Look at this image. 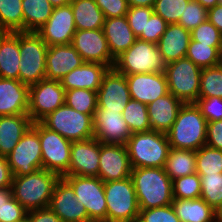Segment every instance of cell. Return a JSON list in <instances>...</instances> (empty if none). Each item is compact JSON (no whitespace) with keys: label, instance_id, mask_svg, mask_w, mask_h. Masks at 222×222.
Here are the masks:
<instances>
[{"label":"cell","instance_id":"cell-60","mask_svg":"<svg viewBox=\"0 0 222 222\" xmlns=\"http://www.w3.org/2000/svg\"><path fill=\"white\" fill-rule=\"evenodd\" d=\"M215 218L222 222V205L217 210H215Z\"/></svg>","mask_w":222,"mask_h":222},{"label":"cell","instance_id":"cell-25","mask_svg":"<svg viewBox=\"0 0 222 222\" xmlns=\"http://www.w3.org/2000/svg\"><path fill=\"white\" fill-rule=\"evenodd\" d=\"M182 103L173 94L168 93L147 105L152 131L167 133L177 118Z\"/></svg>","mask_w":222,"mask_h":222},{"label":"cell","instance_id":"cell-40","mask_svg":"<svg viewBox=\"0 0 222 222\" xmlns=\"http://www.w3.org/2000/svg\"><path fill=\"white\" fill-rule=\"evenodd\" d=\"M219 46H208L190 39L186 58L200 68L216 66L218 63Z\"/></svg>","mask_w":222,"mask_h":222},{"label":"cell","instance_id":"cell-21","mask_svg":"<svg viewBox=\"0 0 222 222\" xmlns=\"http://www.w3.org/2000/svg\"><path fill=\"white\" fill-rule=\"evenodd\" d=\"M130 97L148 105L169 93L165 73H140L125 75Z\"/></svg>","mask_w":222,"mask_h":222},{"label":"cell","instance_id":"cell-28","mask_svg":"<svg viewBox=\"0 0 222 222\" xmlns=\"http://www.w3.org/2000/svg\"><path fill=\"white\" fill-rule=\"evenodd\" d=\"M32 123L28 114L0 116V156L12 152Z\"/></svg>","mask_w":222,"mask_h":222},{"label":"cell","instance_id":"cell-27","mask_svg":"<svg viewBox=\"0 0 222 222\" xmlns=\"http://www.w3.org/2000/svg\"><path fill=\"white\" fill-rule=\"evenodd\" d=\"M103 31L114 59L128 50L137 39L126 16L105 19Z\"/></svg>","mask_w":222,"mask_h":222},{"label":"cell","instance_id":"cell-41","mask_svg":"<svg viewBox=\"0 0 222 222\" xmlns=\"http://www.w3.org/2000/svg\"><path fill=\"white\" fill-rule=\"evenodd\" d=\"M174 199H197L201 195L200 176L197 173L172 180Z\"/></svg>","mask_w":222,"mask_h":222},{"label":"cell","instance_id":"cell-55","mask_svg":"<svg viewBox=\"0 0 222 222\" xmlns=\"http://www.w3.org/2000/svg\"><path fill=\"white\" fill-rule=\"evenodd\" d=\"M156 0H127L129 7H151L153 8Z\"/></svg>","mask_w":222,"mask_h":222},{"label":"cell","instance_id":"cell-51","mask_svg":"<svg viewBox=\"0 0 222 222\" xmlns=\"http://www.w3.org/2000/svg\"><path fill=\"white\" fill-rule=\"evenodd\" d=\"M205 145L222 150V120L207 122Z\"/></svg>","mask_w":222,"mask_h":222},{"label":"cell","instance_id":"cell-13","mask_svg":"<svg viewBox=\"0 0 222 222\" xmlns=\"http://www.w3.org/2000/svg\"><path fill=\"white\" fill-rule=\"evenodd\" d=\"M65 89L58 80L43 79L29 86L28 115L40 122L49 113L65 104Z\"/></svg>","mask_w":222,"mask_h":222},{"label":"cell","instance_id":"cell-23","mask_svg":"<svg viewBox=\"0 0 222 222\" xmlns=\"http://www.w3.org/2000/svg\"><path fill=\"white\" fill-rule=\"evenodd\" d=\"M29 86L0 77V116L28 114Z\"/></svg>","mask_w":222,"mask_h":222},{"label":"cell","instance_id":"cell-59","mask_svg":"<svg viewBox=\"0 0 222 222\" xmlns=\"http://www.w3.org/2000/svg\"><path fill=\"white\" fill-rule=\"evenodd\" d=\"M218 66L222 68V41L220 43L219 49H218Z\"/></svg>","mask_w":222,"mask_h":222},{"label":"cell","instance_id":"cell-24","mask_svg":"<svg viewBox=\"0 0 222 222\" xmlns=\"http://www.w3.org/2000/svg\"><path fill=\"white\" fill-rule=\"evenodd\" d=\"M109 69L108 65L84 62L80 67L66 74L60 82L65 91L77 88L97 91Z\"/></svg>","mask_w":222,"mask_h":222},{"label":"cell","instance_id":"cell-34","mask_svg":"<svg viewBox=\"0 0 222 222\" xmlns=\"http://www.w3.org/2000/svg\"><path fill=\"white\" fill-rule=\"evenodd\" d=\"M23 31L22 0H0V32Z\"/></svg>","mask_w":222,"mask_h":222},{"label":"cell","instance_id":"cell-6","mask_svg":"<svg viewBox=\"0 0 222 222\" xmlns=\"http://www.w3.org/2000/svg\"><path fill=\"white\" fill-rule=\"evenodd\" d=\"M48 45L36 32H20L19 81L31 86L46 79Z\"/></svg>","mask_w":222,"mask_h":222},{"label":"cell","instance_id":"cell-49","mask_svg":"<svg viewBox=\"0 0 222 222\" xmlns=\"http://www.w3.org/2000/svg\"><path fill=\"white\" fill-rule=\"evenodd\" d=\"M28 211L12 197L0 207V222H23Z\"/></svg>","mask_w":222,"mask_h":222},{"label":"cell","instance_id":"cell-16","mask_svg":"<svg viewBox=\"0 0 222 222\" xmlns=\"http://www.w3.org/2000/svg\"><path fill=\"white\" fill-rule=\"evenodd\" d=\"M132 166L124 144L100 142L98 177L105 183L130 177Z\"/></svg>","mask_w":222,"mask_h":222},{"label":"cell","instance_id":"cell-54","mask_svg":"<svg viewBox=\"0 0 222 222\" xmlns=\"http://www.w3.org/2000/svg\"><path fill=\"white\" fill-rule=\"evenodd\" d=\"M207 19L222 33V3L207 11Z\"/></svg>","mask_w":222,"mask_h":222},{"label":"cell","instance_id":"cell-22","mask_svg":"<svg viewBox=\"0 0 222 222\" xmlns=\"http://www.w3.org/2000/svg\"><path fill=\"white\" fill-rule=\"evenodd\" d=\"M83 63L82 57L71 44L50 46L46 54V79L60 81Z\"/></svg>","mask_w":222,"mask_h":222},{"label":"cell","instance_id":"cell-44","mask_svg":"<svg viewBox=\"0 0 222 222\" xmlns=\"http://www.w3.org/2000/svg\"><path fill=\"white\" fill-rule=\"evenodd\" d=\"M191 40L208 46H220L222 33L206 19L190 32Z\"/></svg>","mask_w":222,"mask_h":222},{"label":"cell","instance_id":"cell-37","mask_svg":"<svg viewBox=\"0 0 222 222\" xmlns=\"http://www.w3.org/2000/svg\"><path fill=\"white\" fill-rule=\"evenodd\" d=\"M198 175L201 182L200 197L217 210L222 205V173Z\"/></svg>","mask_w":222,"mask_h":222},{"label":"cell","instance_id":"cell-1","mask_svg":"<svg viewBox=\"0 0 222 222\" xmlns=\"http://www.w3.org/2000/svg\"><path fill=\"white\" fill-rule=\"evenodd\" d=\"M139 209H151L171 205L172 180L164 168H132L130 175Z\"/></svg>","mask_w":222,"mask_h":222},{"label":"cell","instance_id":"cell-4","mask_svg":"<svg viewBox=\"0 0 222 222\" xmlns=\"http://www.w3.org/2000/svg\"><path fill=\"white\" fill-rule=\"evenodd\" d=\"M125 145L132 168H164L171 149L167 135L152 130L132 133Z\"/></svg>","mask_w":222,"mask_h":222},{"label":"cell","instance_id":"cell-9","mask_svg":"<svg viewBox=\"0 0 222 222\" xmlns=\"http://www.w3.org/2000/svg\"><path fill=\"white\" fill-rule=\"evenodd\" d=\"M202 68L188 58L170 62L165 68L169 93L182 103H196L199 98Z\"/></svg>","mask_w":222,"mask_h":222},{"label":"cell","instance_id":"cell-56","mask_svg":"<svg viewBox=\"0 0 222 222\" xmlns=\"http://www.w3.org/2000/svg\"><path fill=\"white\" fill-rule=\"evenodd\" d=\"M13 197L12 188H0V207Z\"/></svg>","mask_w":222,"mask_h":222},{"label":"cell","instance_id":"cell-32","mask_svg":"<svg viewBox=\"0 0 222 222\" xmlns=\"http://www.w3.org/2000/svg\"><path fill=\"white\" fill-rule=\"evenodd\" d=\"M23 32H37L52 15L54 7L48 0H22Z\"/></svg>","mask_w":222,"mask_h":222},{"label":"cell","instance_id":"cell-57","mask_svg":"<svg viewBox=\"0 0 222 222\" xmlns=\"http://www.w3.org/2000/svg\"><path fill=\"white\" fill-rule=\"evenodd\" d=\"M199 2L206 10L213 8L215 5L219 4V0H196Z\"/></svg>","mask_w":222,"mask_h":222},{"label":"cell","instance_id":"cell-30","mask_svg":"<svg viewBox=\"0 0 222 222\" xmlns=\"http://www.w3.org/2000/svg\"><path fill=\"white\" fill-rule=\"evenodd\" d=\"M171 205L181 222H212L215 219V210L201 197L174 199Z\"/></svg>","mask_w":222,"mask_h":222},{"label":"cell","instance_id":"cell-12","mask_svg":"<svg viewBox=\"0 0 222 222\" xmlns=\"http://www.w3.org/2000/svg\"><path fill=\"white\" fill-rule=\"evenodd\" d=\"M43 169L68 176L72 142L38 122Z\"/></svg>","mask_w":222,"mask_h":222},{"label":"cell","instance_id":"cell-52","mask_svg":"<svg viewBox=\"0 0 222 222\" xmlns=\"http://www.w3.org/2000/svg\"><path fill=\"white\" fill-rule=\"evenodd\" d=\"M26 222H62V220L49 208L29 211Z\"/></svg>","mask_w":222,"mask_h":222},{"label":"cell","instance_id":"cell-43","mask_svg":"<svg viewBox=\"0 0 222 222\" xmlns=\"http://www.w3.org/2000/svg\"><path fill=\"white\" fill-rule=\"evenodd\" d=\"M207 11L196 0H190L182 13L179 25H182L188 31H192L207 19Z\"/></svg>","mask_w":222,"mask_h":222},{"label":"cell","instance_id":"cell-5","mask_svg":"<svg viewBox=\"0 0 222 222\" xmlns=\"http://www.w3.org/2000/svg\"><path fill=\"white\" fill-rule=\"evenodd\" d=\"M167 63L157 44L136 39L134 44L115 59L113 68L124 75L165 72Z\"/></svg>","mask_w":222,"mask_h":222},{"label":"cell","instance_id":"cell-45","mask_svg":"<svg viewBox=\"0 0 222 222\" xmlns=\"http://www.w3.org/2000/svg\"><path fill=\"white\" fill-rule=\"evenodd\" d=\"M138 219L141 222H181L172 205L140 209Z\"/></svg>","mask_w":222,"mask_h":222},{"label":"cell","instance_id":"cell-11","mask_svg":"<svg viewBox=\"0 0 222 222\" xmlns=\"http://www.w3.org/2000/svg\"><path fill=\"white\" fill-rule=\"evenodd\" d=\"M6 158L13 176L28 175L43 169L38 122L32 123Z\"/></svg>","mask_w":222,"mask_h":222},{"label":"cell","instance_id":"cell-31","mask_svg":"<svg viewBox=\"0 0 222 222\" xmlns=\"http://www.w3.org/2000/svg\"><path fill=\"white\" fill-rule=\"evenodd\" d=\"M76 30L103 29L105 17L94 0H72Z\"/></svg>","mask_w":222,"mask_h":222},{"label":"cell","instance_id":"cell-36","mask_svg":"<svg viewBox=\"0 0 222 222\" xmlns=\"http://www.w3.org/2000/svg\"><path fill=\"white\" fill-rule=\"evenodd\" d=\"M65 104L76 111L94 116L98 108L97 91L72 89L65 92Z\"/></svg>","mask_w":222,"mask_h":222},{"label":"cell","instance_id":"cell-53","mask_svg":"<svg viewBox=\"0 0 222 222\" xmlns=\"http://www.w3.org/2000/svg\"><path fill=\"white\" fill-rule=\"evenodd\" d=\"M12 181L13 174L8 164V160L5 156H0V188L11 187Z\"/></svg>","mask_w":222,"mask_h":222},{"label":"cell","instance_id":"cell-20","mask_svg":"<svg viewBox=\"0 0 222 222\" xmlns=\"http://www.w3.org/2000/svg\"><path fill=\"white\" fill-rule=\"evenodd\" d=\"M100 141L91 138L72 142L68 175L98 177Z\"/></svg>","mask_w":222,"mask_h":222},{"label":"cell","instance_id":"cell-50","mask_svg":"<svg viewBox=\"0 0 222 222\" xmlns=\"http://www.w3.org/2000/svg\"><path fill=\"white\" fill-rule=\"evenodd\" d=\"M104 14L105 19L122 17L127 14V0H94Z\"/></svg>","mask_w":222,"mask_h":222},{"label":"cell","instance_id":"cell-14","mask_svg":"<svg viewBox=\"0 0 222 222\" xmlns=\"http://www.w3.org/2000/svg\"><path fill=\"white\" fill-rule=\"evenodd\" d=\"M71 45L80 54L84 62H94L113 68L112 57L103 29L76 30Z\"/></svg>","mask_w":222,"mask_h":222},{"label":"cell","instance_id":"cell-2","mask_svg":"<svg viewBox=\"0 0 222 222\" xmlns=\"http://www.w3.org/2000/svg\"><path fill=\"white\" fill-rule=\"evenodd\" d=\"M60 176L40 169L34 173L13 176V197L29 212L49 207L54 187Z\"/></svg>","mask_w":222,"mask_h":222},{"label":"cell","instance_id":"cell-39","mask_svg":"<svg viewBox=\"0 0 222 222\" xmlns=\"http://www.w3.org/2000/svg\"><path fill=\"white\" fill-rule=\"evenodd\" d=\"M222 98V68L218 65L202 68L199 98Z\"/></svg>","mask_w":222,"mask_h":222},{"label":"cell","instance_id":"cell-17","mask_svg":"<svg viewBox=\"0 0 222 222\" xmlns=\"http://www.w3.org/2000/svg\"><path fill=\"white\" fill-rule=\"evenodd\" d=\"M49 208L62 222H92L81 202H78L72 186L63 178L57 181Z\"/></svg>","mask_w":222,"mask_h":222},{"label":"cell","instance_id":"cell-15","mask_svg":"<svg viewBox=\"0 0 222 222\" xmlns=\"http://www.w3.org/2000/svg\"><path fill=\"white\" fill-rule=\"evenodd\" d=\"M130 99L126 76L114 68H110L97 90V111H120L123 113Z\"/></svg>","mask_w":222,"mask_h":222},{"label":"cell","instance_id":"cell-46","mask_svg":"<svg viewBox=\"0 0 222 222\" xmlns=\"http://www.w3.org/2000/svg\"><path fill=\"white\" fill-rule=\"evenodd\" d=\"M153 13L154 9L151 7H128V11L125 16L136 37H138L142 32H145L146 22Z\"/></svg>","mask_w":222,"mask_h":222},{"label":"cell","instance_id":"cell-48","mask_svg":"<svg viewBox=\"0 0 222 222\" xmlns=\"http://www.w3.org/2000/svg\"><path fill=\"white\" fill-rule=\"evenodd\" d=\"M196 105L207 122L222 120V98H198Z\"/></svg>","mask_w":222,"mask_h":222},{"label":"cell","instance_id":"cell-18","mask_svg":"<svg viewBox=\"0 0 222 222\" xmlns=\"http://www.w3.org/2000/svg\"><path fill=\"white\" fill-rule=\"evenodd\" d=\"M75 32L74 15L69 4L54 8L48 21L36 33L50 47L71 44Z\"/></svg>","mask_w":222,"mask_h":222},{"label":"cell","instance_id":"cell-38","mask_svg":"<svg viewBox=\"0 0 222 222\" xmlns=\"http://www.w3.org/2000/svg\"><path fill=\"white\" fill-rule=\"evenodd\" d=\"M196 173H222V150L202 146L196 151Z\"/></svg>","mask_w":222,"mask_h":222},{"label":"cell","instance_id":"cell-7","mask_svg":"<svg viewBox=\"0 0 222 222\" xmlns=\"http://www.w3.org/2000/svg\"><path fill=\"white\" fill-rule=\"evenodd\" d=\"M107 222H134L139 217V205L131 177L104 183Z\"/></svg>","mask_w":222,"mask_h":222},{"label":"cell","instance_id":"cell-35","mask_svg":"<svg viewBox=\"0 0 222 222\" xmlns=\"http://www.w3.org/2000/svg\"><path fill=\"white\" fill-rule=\"evenodd\" d=\"M122 115L131 133L151 130L146 104L131 98L124 108Z\"/></svg>","mask_w":222,"mask_h":222},{"label":"cell","instance_id":"cell-47","mask_svg":"<svg viewBox=\"0 0 222 222\" xmlns=\"http://www.w3.org/2000/svg\"><path fill=\"white\" fill-rule=\"evenodd\" d=\"M168 23L159 15L153 13L145 25V32L137 38L143 41L157 44L166 30Z\"/></svg>","mask_w":222,"mask_h":222},{"label":"cell","instance_id":"cell-19","mask_svg":"<svg viewBox=\"0 0 222 222\" xmlns=\"http://www.w3.org/2000/svg\"><path fill=\"white\" fill-rule=\"evenodd\" d=\"M94 138L105 144H126L131 131L120 111H95Z\"/></svg>","mask_w":222,"mask_h":222},{"label":"cell","instance_id":"cell-26","mask_svg":"<svg viewBox=\"0 0 222 222\" xmlns=\"http://www.w3.org/2000/svg\"><path fill=\"white\" fill-rule=\"evenodd\" d=\"M191 36L190 31L178 23L168 24L157 42V47L164 61L170 62L185 58Z\"/></svg>","mask_w":222,"mask_h":222},{"label":"cell","instance_id":"cell-42","mask_svg":"<svg viewBox=\"0 0 222 222\" xmlns=\"http://www.w3.org/2000/svg\"><path fill=\"white\" fill-rule=\"evenodd\" d=\"M190 0H156L154 13L161 16L168 24L178 23Z\"/></svg>","mask_w":222,"mask_h":222},{"label":"cell","instance_id":"cell-3","mask_svg":"<svg viewBox=\"0 0 222 222\" xmlns=\"http://www.w3.org/2000/svg\"><path fill=\"white\" fill-rule=\"evenodd\" d=\"M207 121L196 103L183 104L166 133L171 148L197 151L206 144Z\"/></svg>","mask_w":222,"mask_h":222},{"label":"cell","instance_id":"cell-58","mask_svg":"<svg viewBox=\"0 0 222 222\" xmlns=\"http://www.w3.org/2000/svg\"><path fill=\"white\" fill-rule=\"evenodd\" d=\"M54 8H58L60 6H66L71 3L72 0H48Z\"/></svg>","mask_w":222,"mask_h":222},{"label":"cell","instance_id":"cell-33","mask_svg":"<svg viewBox=\"0 0 222 222\" xmlns=\"http://www.w3.org/2000/svg\"><path fill=\"white\" fill-rule=\"evenodd\" d=\"M164 169L171 180L196 173V151L171 148Z\"/></svg>","mask_w":222,"mask_h":222},{"label":"cell","instance_id":"cell-61","mask_svg":"<svg viewBox=\"0 0 222 222\" xmlns=\"http://www.w3.org/2000/svg\"><path fill=\"white\" fill-rule=\"evenodd\" d=\"M212 222H220V221L215 218Z\"/></svg>","mask_w":222,"mask_h":222},{"label":"cell","instance_id":"cell-8","mask_svg":"<svg viewBox=\"0 0 222 222\" xmlns=\"http://www.w3.org/2000/svg\"><path fill=\"white\" fill-rule=\"evenodd\" d=\"M40 122L71 142L94 138L93 117L66 104L49 113Z\"/></svg>","mask_w":222,"mask_h":222},{"label":"cell","instance_id":"cell-29","mask_svg":"<svg viewBox=\"0 0 222 222\" xmlns=\"http://www.w3.org/2000/svg\"><path fill=\"white\" fill-rule=\"evenodd\" d=\"M20 32H0V77L19 80Z\"/></svg>","mask_w":222,"mask_h":222},{"label":"cell","instance_id":"cell-10","mask_svg":"<svg viewBox=\"0 0 222 222\" xmlns=\"http://www.w3.org/2000/svg\"><path fill=\"white\" fill-rule=\"evenodd\" d=\"M63 178L72 186L92 222H107L104 182L99 177L68 175Z\"/></svg>","mask_w":222,"mask_h":222}]
</instances>
